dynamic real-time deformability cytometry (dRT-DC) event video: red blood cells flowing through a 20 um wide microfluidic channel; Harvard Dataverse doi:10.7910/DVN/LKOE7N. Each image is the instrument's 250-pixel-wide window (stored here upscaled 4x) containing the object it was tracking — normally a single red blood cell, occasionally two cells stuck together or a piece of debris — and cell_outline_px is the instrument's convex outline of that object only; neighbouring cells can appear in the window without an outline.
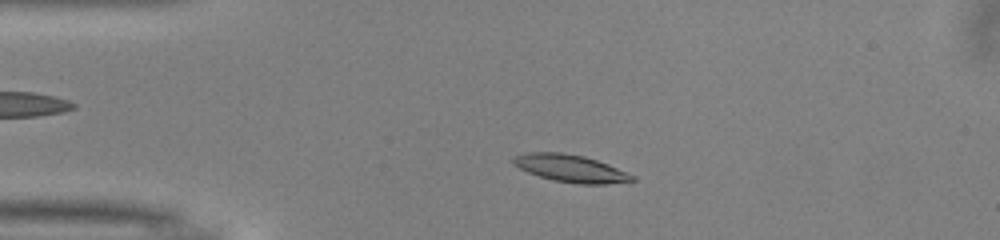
{"species": "common noctule bat (a hibernating species)", "species_latin": "Nyctalus noctula", "temperature_condition": "warm", "stored_images_in_passage": 47, "camera_frame_rate_fps": 3000, "um_per_image_px": 0.085, "animal": {"sex": "male", "body_mass_g": 13.0, "forearm_length_mm": 53.1}, "frame": {"image": 1, "passage_image": 7, "time_ms": 2.0, "image_size_px": [1000, 240], "cell_outline_px": [[636, 180], [608, 184], [580, 184], [552, 180], [528, 172], [512, 164], [512, 156], [524, 152], [560, 152], [584, 156], [608, 164], [636, 176]], "centroid_in_image_um": [48.48, 14.3], "position_along_channel_um": 36.5, "area_um2": 19.07}}
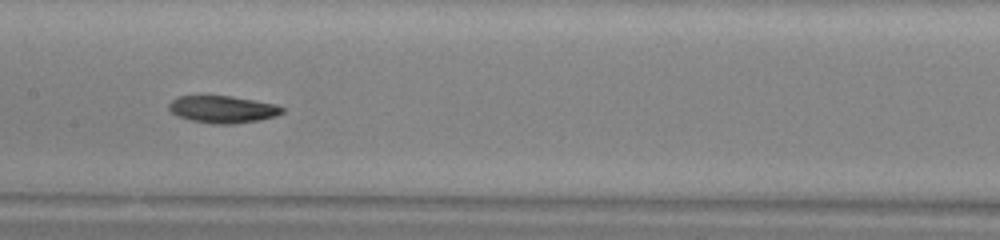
{"frame": {"image": 2, "passage_image": 21, "time_ms": 6.667, "image_size_px": [1000, 240], "cell_outline_px": [[284, 112], [276, 116], [260, 120], [232, 124], [212, 124], [188, 120], [176, 116], [168, 108], [168, 104], [176, 96], [232, 96], [276, 104], [284, 108]], "centroid_in_image_um": [18.91, 9.3], "position_along_channel_um": 188.5, "area_um2": 18.15}}
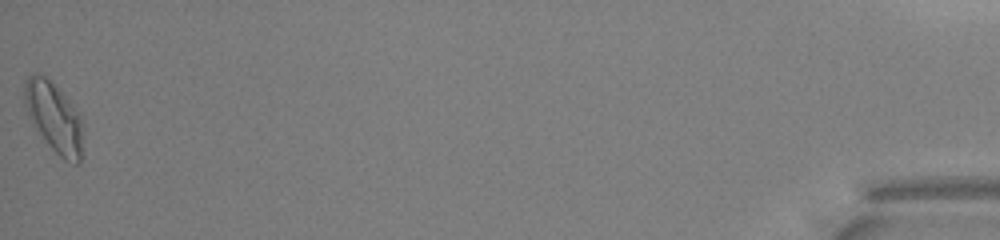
{"frame": {"image": 3, "passage_image": 47, "time_ms": 15.333, "image_size_px": [1000, 240], "cell_outline_px": [[84, 120], [80, 164], [76, 164], [64, 160], [48, 144], [32, 124], [28, 116], [24, 104], [24, 84], [28, 76], [32, 72], [36, 72], [44, 76], [60, 88]], "centroid_in_image_um": [4.6, 9.94], "position_along_channel_um": 430.6, "area_um2": 24.28}, "authors_computed_cell_mechanics": {"area_um2": 18.4382, "velocity_mm_per_s": 3.9971, "shape_relaxation_time_tau1_ms": 5.4491, "shape_relaxation_time_tau2_ms": 6.3222, "deformation_change_tau1": 0.1509, "deformation_change_tau2": 0.1379}}